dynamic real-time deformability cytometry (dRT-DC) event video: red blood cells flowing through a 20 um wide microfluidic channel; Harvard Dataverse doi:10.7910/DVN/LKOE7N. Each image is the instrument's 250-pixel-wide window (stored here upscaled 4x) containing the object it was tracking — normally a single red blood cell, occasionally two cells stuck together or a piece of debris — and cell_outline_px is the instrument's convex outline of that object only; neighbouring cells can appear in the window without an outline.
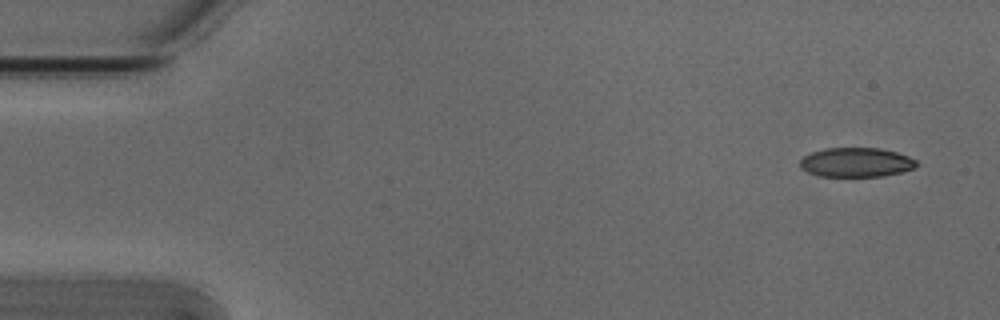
{"species": "Egyptian fruit bat (a non-hibernating species)", "species_latin": "Rousettus aegyptiacus", "temperature_condition": "cold", "stored_images_in_passage": 6, "camera_frame_rate_fps": 3000, "um_per_image_px": 0.085, "animal": {"sex": "male"}, "frame": {"image": 1, "passage_image": 1, "time_ms": 0.0, "image_size_px": [1000, 320], "cell_outline_px": [[920, 164], [916, 168], [884, 176], [820, 176], [808, 172], [800, 168], [800, 160], [804, 156], [812, 152], [824, 148], [880, 148], [896, 152], [908, 156], [916, 160]], "centroid_in_image_um": [72.8, 13.8], "position_along_channel_um": 12.2, "area_um2": 20.0}}
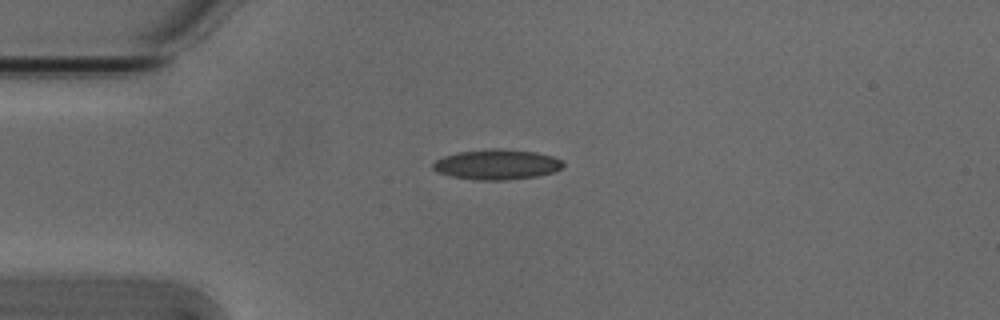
{"frame": {"image": 2, "passage_image": 4, "time_ms": 1.0, "image_size_px": [1000, 320], "cell_outline_px": [[564, 168], [556, 172], [536, 176], [504, 180], [476, 180], [452, 176], [436, 172], [432, 168], [432, 164], [436, 160], [444, 156], [460, 152], [492, 148], [500, 148], [536, 152], [552, 156], [560, 160], [564, 164]], "centroid_in_image_um": [42.25, 13.98], "position_along_channel_um": 42.8, "area_um2": 22.95}}
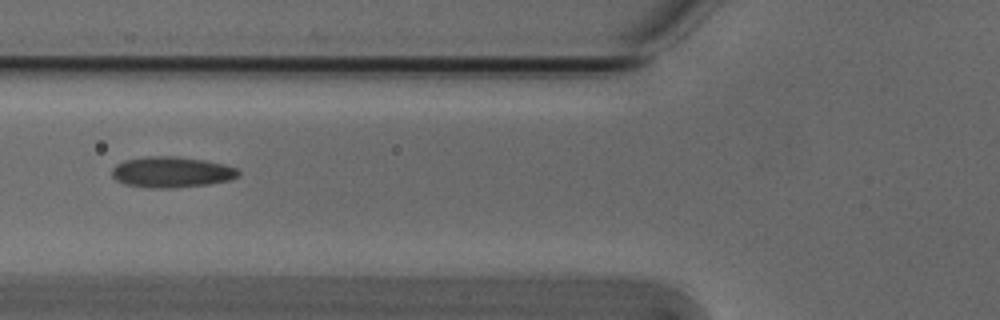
{"frame": {"image": 3, "passage_image": 6, "time_ms": 1.667, "image_size_px": [1000, 320], "cell_outline_px": [[240, 172], [232, 180], [208, 184], [172, 188], [152, 188], [124, 184], [116, 180], [112, 176], [112, 168], [116, 164], [124, 160], [144, 156], [176, 156], [204, 160], [224, 164], [236, 168]], "centroid_in_image_um": [14.56, 14.62], "position_along_channel_um": 111.2, "area_um2": 22.83}}